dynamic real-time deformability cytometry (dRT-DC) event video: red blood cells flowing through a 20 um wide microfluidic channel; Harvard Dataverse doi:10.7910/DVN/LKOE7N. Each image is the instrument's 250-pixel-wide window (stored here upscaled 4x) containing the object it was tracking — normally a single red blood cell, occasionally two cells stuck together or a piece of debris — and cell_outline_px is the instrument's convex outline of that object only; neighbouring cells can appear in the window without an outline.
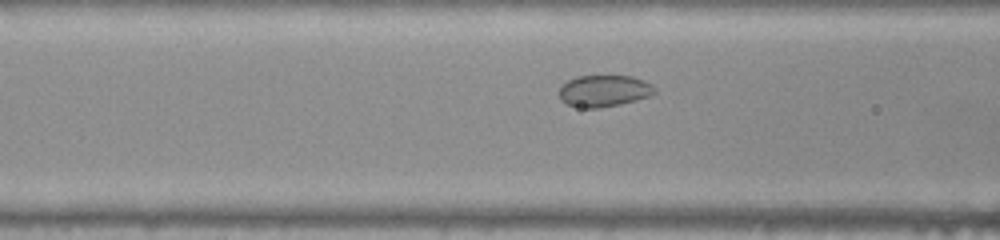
{"species": "common noctule bat (a hibernating species)", "species_latin": "Nyctalus noctula", "temperature_condition": "warm", "stored_images_in_passage": 36, "camera_frame_rate_fps": 3000, "um_per_image_px": 0.085, "animal": {"sex": "female", "body_mass_g": 22.0, "forearm_length_mm": 56.7}, "frame": {"image": 1, "passage_image": 5, "time_ms": 1.333, "image_size_px": [1000, 240], "cell_outline_px": [[656, 92], [648, 96], [636, 100], [620, 104], [600, 108], [580, 108], [568, 104], [560, 100], [560, 88], [568, 80], [576, 76], [632, 76], [644, 80], [652, 84], [656, 88]], "centroid_in_image_um": [51.35, 7.73], "position_along_channel_um": 115.2, "area_um2": 17.63}}
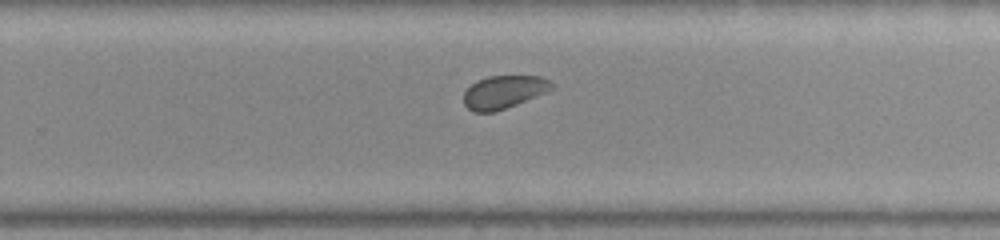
{"frame": {"image": 2, "passage_image": 18, "time_ms": 5.667, "image_size_px": [1000, 240], "cell_outline_px": [[552, 88], [548, 92], [496, 112], [472, 112], [464, 104], [464, 92], [476, 80], [488, 76], [540, 76], [548, 80], [552, 84]], "centroid_in_image_um": [42.8, 7.83], "position_along_channel_um": 287.0, "area_um2": 16.94}}
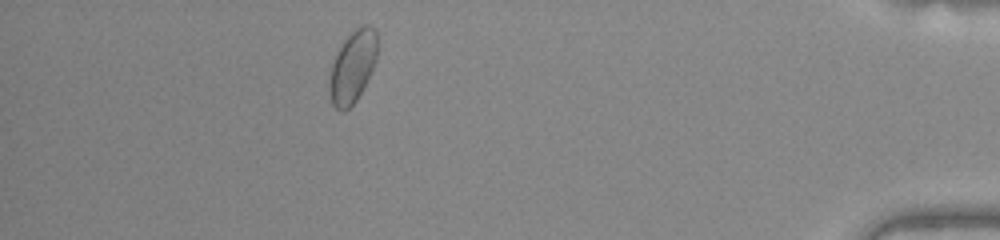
{"frame": {"image": 3, "passage_image": 31, "time_ms": 10.0, "image_size_px": [1000, 240], "cell_outline_px": [[376, 60], [356, 100], [344, 112], [340, 112], [332, 104], [328, 92], [328, 80], [332, 64], [336, 52], [340, 44], [356, 28], [364, 24], [368, 24], [376, 32]], "centroid_in_image_um": [29.92, 5.68], "position_along_channel_um": 405.3, "area_um2": 19.94}, "authors_computed_cell_mechanics": {"area_um2": 17.4845, "velocity_mm_per_s": 3.9737, "shape_relaxation_time_tau1_ms": null, "shape_relaxation_time_tau2_ms": 1.2358, "deformation_change_tau1": null, "deformation_change_tau2": 0.0497}}